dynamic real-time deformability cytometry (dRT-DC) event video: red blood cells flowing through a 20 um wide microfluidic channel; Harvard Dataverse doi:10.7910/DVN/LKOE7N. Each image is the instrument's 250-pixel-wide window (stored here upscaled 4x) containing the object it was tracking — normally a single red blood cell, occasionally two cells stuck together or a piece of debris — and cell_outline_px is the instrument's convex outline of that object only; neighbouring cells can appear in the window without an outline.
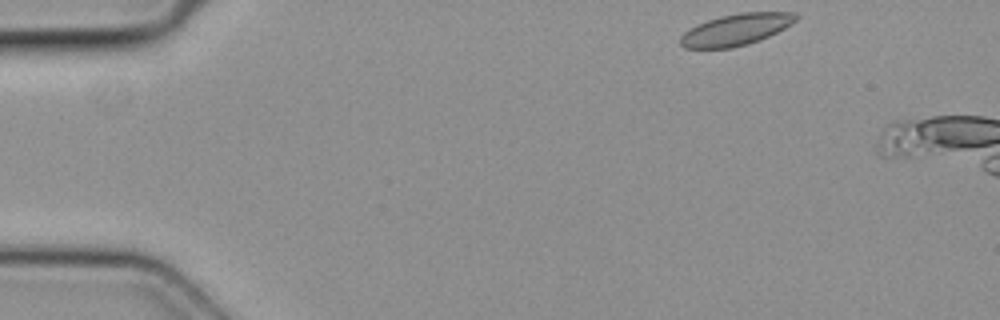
{"species": "common noctule bat (a hibernating species)", "species_latin": "Nyctalus noctula", "temperature_condition": "cold", "stored_images_in_passage": 3, "camera_frame_rate_fps": 3000, "um_per_image_px": 0.085, "animal": {"sex": "female", "body_mass_g": 19.3, "forearm_length_mm": 54.1}, "frame": {"image": 1, "passage_image": 1, "time_ms": 0.0, "image_size_px": [1000, 320], "cell_outline_px": [[800, 16], [796, 20], [784, 28], [760, 40], [748, 44], [732, 48], [684, 48], [680, 44], [680, 36], [684, 32], [696, 24], [720, 16], [740, 12], [796, 12]], "centroid_in_image_um": [62.55, 2.51], "position_along_channel_um": 22.4, "area_um2": 21.27}}